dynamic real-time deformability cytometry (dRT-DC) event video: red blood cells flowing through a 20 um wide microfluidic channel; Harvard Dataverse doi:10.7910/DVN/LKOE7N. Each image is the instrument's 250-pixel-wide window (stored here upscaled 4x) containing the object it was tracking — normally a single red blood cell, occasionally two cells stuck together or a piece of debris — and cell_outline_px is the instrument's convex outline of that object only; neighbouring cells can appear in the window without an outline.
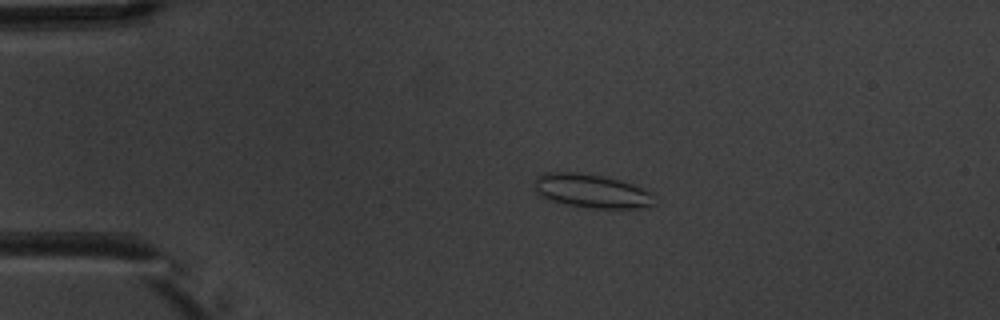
{"species": "common noctule bat (a hibernating species)", "species_latin": "Nyctalus noctula", "temperature_condition": "warm", "stored_images_in_passage": 5, "camera_frame_rate_fps": 3000, "um_per_image_px": 0.085, "animal": {"sex": "male", "body_mass_g": 20.1, "forearm_length_mm": 53.5}, "frame": {"image": 1, "passage_image": 4, "time_ms": 3.333, "image_size_px": [1000, 320], "cell_outline_px": [[656, 204], [640, 208], [592, 208], [568, 204], [552, 200], [540, 196], [536, 192], [536, 176], [544, 172], [580, 172], [604, 176], [620, 180], [632, 184], [648, 192]], "centroid_in_image_um": [50.25, 16.22], "position_along_channel_um": 34.7, "area_um2": 23.29}}